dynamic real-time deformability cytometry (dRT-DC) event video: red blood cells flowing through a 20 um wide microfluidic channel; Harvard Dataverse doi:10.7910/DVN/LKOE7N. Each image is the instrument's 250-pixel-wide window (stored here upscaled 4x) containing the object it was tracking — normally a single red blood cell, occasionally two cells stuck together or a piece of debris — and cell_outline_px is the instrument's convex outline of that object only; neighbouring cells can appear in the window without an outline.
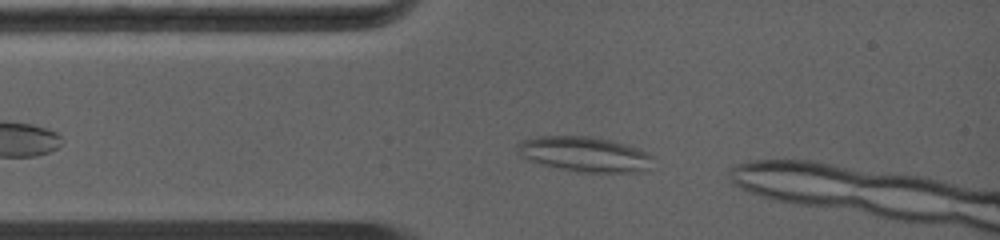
{"species": "common noctule bat (a hibernating species)", "species_latin": "Nyctalus noctula", "temperature_condition": "warm", "stored_images_in_passage": 44, "camera_frame_rate_fps": 5000, "um_per_image_px": 0.085, "animal": {"sex": "female", "body_mass_g": 19.0, "forearm_length_mm": 56.7}, "frame": {"image": 1, "passage_image": 3, "time_ms": 0.4, "image_size_px": [1000, 240], "cell_outline_px": [[652, 156], [644, 168], [640, 172], [580, 172], [560, 168], [528, 160], [520, 156], [516, 152], [516, 144], [524, 140], [544, 136], [572, 136], [604, 140], [636, 148], [648, 152]], "centroid_in_image_um": [49.59, 13.12], "position_along_channel_um": 35.4, "area_um2": 26.59}}
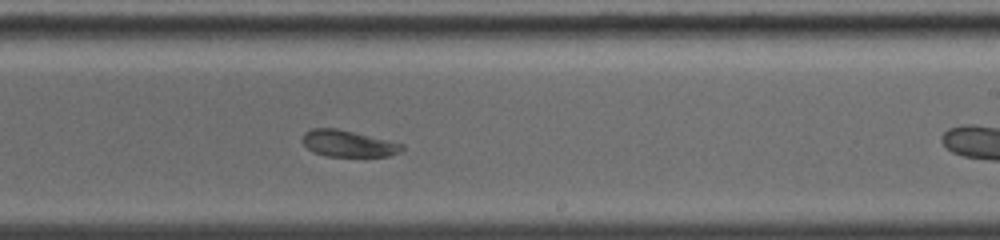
{"frame": {"image": 2, "passage_image": 29, "time_ms": 5.6, "image_size_px": [1000, 240], "cell_outline_px": [[404, 148], [400, 152], [388, 156], [324, 156], [312, 152], [304, 144], [304, 132], [312, 128], [336, 128], [404, 144]], "centroid_in_image_um": [29.59, 12.21], "position_along_channel_um": 259.4, "area_um2": 15.2}}
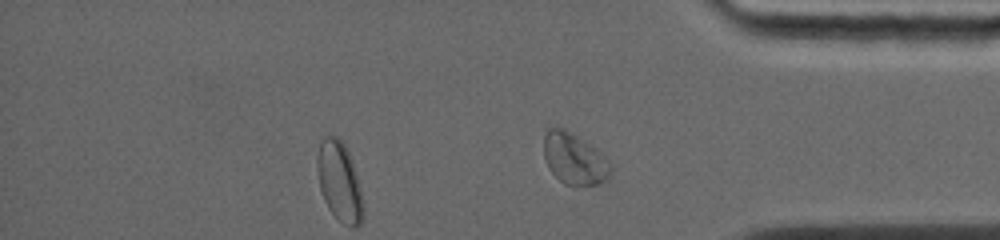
{"frame": {"image": 3, "passage_image": 44, "time_ms": 8.6, "image_size_px": [1000, 240], "cell_outline_px": [[612, 176], [608, 180], [600, 184], [576, 188], [564, 184], [548, 168], [544, 156], [544, 132], [548, 128], [564, 128], [596, 148], [600, 152], [612, 168]], "centroid_in_image_um": [48.83, 13.55], "position_along_channel_um": 386.4, "area_um2": 20.4}, "authors_computed_cell_mechanics": {"area_um2": 16.4441, "velocity_mm_per_s": 4.4637, "shape_relaxation_time_tau1_ms": null, "shape_relaxation_time_tau2_ms": 2.0674, "deformation_change_tau1": null, "deformation_change_tau2": 0.0641}}